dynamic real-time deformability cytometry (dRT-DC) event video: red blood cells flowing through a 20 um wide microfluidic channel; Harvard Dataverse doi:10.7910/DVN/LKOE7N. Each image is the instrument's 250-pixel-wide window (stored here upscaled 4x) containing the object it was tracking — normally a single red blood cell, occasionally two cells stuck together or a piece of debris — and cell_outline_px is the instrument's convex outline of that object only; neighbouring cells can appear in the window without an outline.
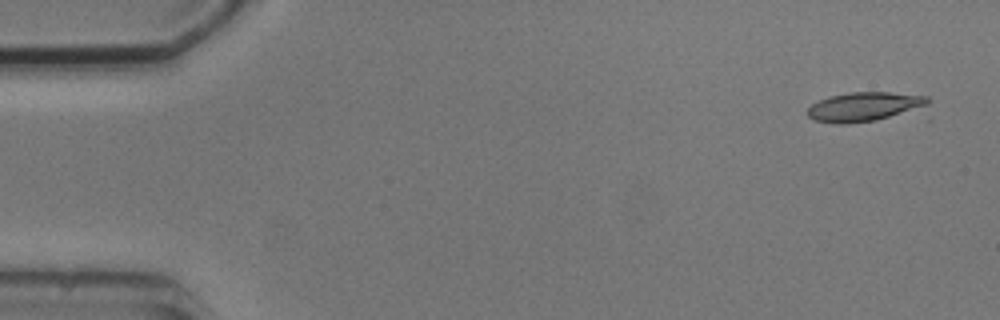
{"species": "common noctule bat (a hibernating species)", "species_latin": "Nyctalus noctula", "temperature_condition": "cold", "stored_images_in_passage": 7, "camera_frame_rate_fps": 3000, "um_per_image_px": 0.085, "animal": {"sex": "male", "body_mass_g": 20.5, "forearm_length_mm": 52.5}, "frame": {"image": 1, "passage_image": 1, "time_ms": 0.0, "image_size_px": [1000, 320], "cell_outline_px": [[928, 104], [920, 108], [876, 120], [844, 124], [836, 124], [816, 120], [808, 116], [808, 108], [812, 104], [828, 96], [848, 92], [888, 92], [928, 96]], "centroid_in_image_um": [73.44, 9.06], "position_along_channel_um": 11.6, "area_um2": 20.23}}
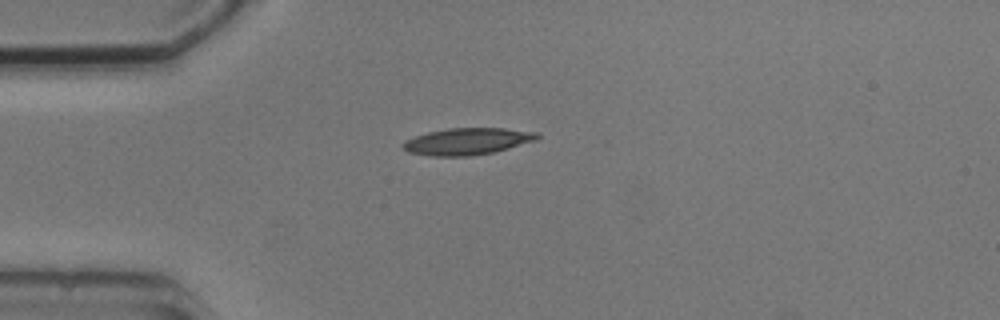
{"frame": {"image": 2, "passage_image": 4, "time_ms": 3.667, "image_size_px": [1000, 320], "cell_outline_px": [[540, 136], [536, 140], [508, 148], [492, 152], [468, 156], [428, 156], [408, 152], [404, 148], [404, 140], [428, 132], [448, 128], [504, 128], [540, 132]], "centroid_in_image_um": [39.74, 12.01], "position_along_channel_um": 45.3, "area_um2": 20.87}}